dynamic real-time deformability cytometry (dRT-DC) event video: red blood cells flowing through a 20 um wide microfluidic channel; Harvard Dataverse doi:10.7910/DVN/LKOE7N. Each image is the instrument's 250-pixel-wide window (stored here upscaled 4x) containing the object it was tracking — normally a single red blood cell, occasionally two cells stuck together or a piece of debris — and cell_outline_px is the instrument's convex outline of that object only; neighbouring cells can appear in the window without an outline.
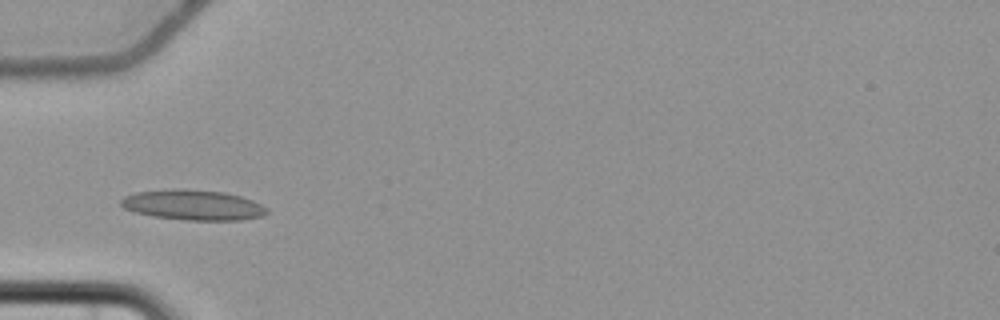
{"species": "common noctule bat (a hibernating species)", "species_latin": "Nyctalus noctula", "temperature_condition": "cold", "stored_images_in_passage": 5, "camera_frame_rate_fps": 3000, "um_per_image_px": 0.085, "animal": {"sex": "female", "body_mass_g": 22.7, "forearm_length_mm": 54.2}, "frame": {"image": 1, "passage_image": 3, "time_ms": 2.333, "image_size_px": [1000, 320], "cell_outline_px": [[268, 212], [264, 216], [240, 220], [184, 220], [152, 216], [136, 212], [124, 208], [120, 204], [120, 200], [124, 196], [136, 192], [172, 188], [184, 188], [224, 192], [240, 196], [252, 200], [268, 208]], "centroid_in_image_um": [16.4, 17.41], "position_along_channel_um": 68.6, "area_um2": 25.95}}
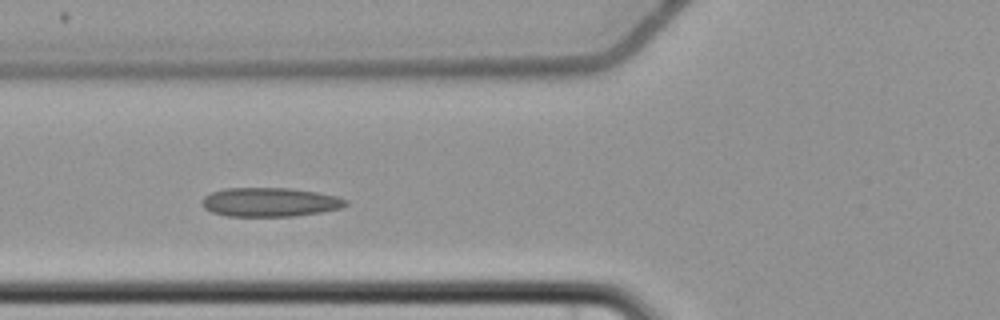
{"frame": {"image": 2, "passage_image": 4, "time_ms": 3.333, "image_size_px": [1000, 320], "cell_outline_px": [[348, 204], [340, 208], [320, 212], [292, 216], [228, 216], [212, 212], [204, 208], [204, 196], [212, 192], [224, 188], [288, 188], [316, 192], [336, 196], [348, 200]], "centroid_in_image_um": [22.95, 17.18], "position_along_channel_um": 102.8, "area_um2": 24.04}}
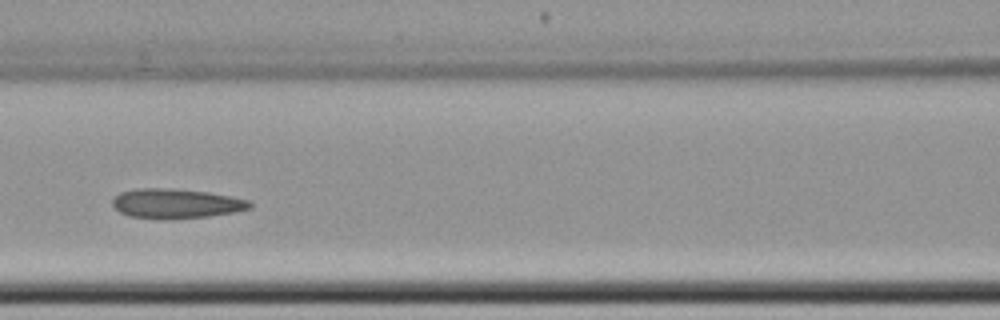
{"frame": {"image": 3, "passage_image": 5, "time_ms": 4.667, "image_size_px": [1000, 320], "cell_outline_px": [[252, 208], [232, 212], [208, 216], [168, 220], [156, 220], [128, 216], [120, 212], [112, 204], [112, 200], [120, 192], [136, 188], [168, 188], [208, 192], [248, 200], [252, 204]], "centroid_in_image_um": [14.91, 17.32], "position_along_channel_um": 151.7, "area_um2": 23.87}}